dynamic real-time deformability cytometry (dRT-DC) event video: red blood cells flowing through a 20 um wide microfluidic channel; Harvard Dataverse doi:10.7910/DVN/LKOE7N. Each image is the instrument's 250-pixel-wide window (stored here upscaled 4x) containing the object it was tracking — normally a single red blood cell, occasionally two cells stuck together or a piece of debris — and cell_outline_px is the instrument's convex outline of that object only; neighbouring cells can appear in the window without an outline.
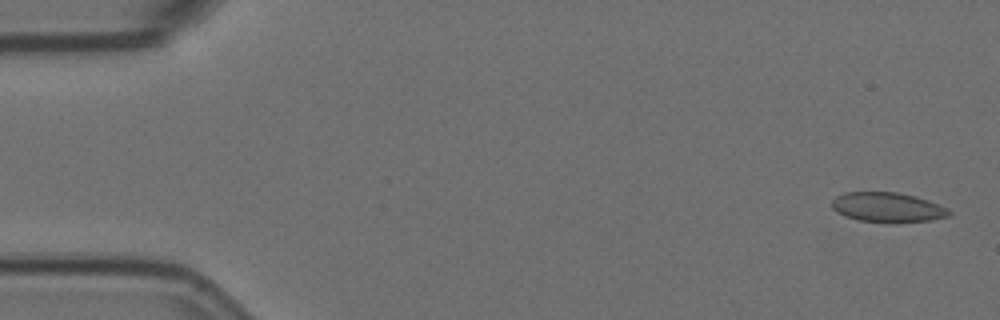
{"species": "Egyptian fruit bat (a non-hibernating species)", "species_latin": "Rousettus aegyptiacus", "temperature_condition": "room temperature", "stored_images_in_passage": 11, "camera_frame_rate_fps": 3000, "um_per_image_px": 0.085, "animal": {"sex": "female"}, "frame": {"image": 1, "passage_image": 2, "time_ms": 0.333, "image_size_px": [1000, 320], "cell_outline_px": [[952, 212], [948, 216], [932, 220], [896, 224], [860, 220], [844, 216], [836, 212], [832, 208], [832, 200], [836, 196], [844, 192], [896, 192], [916, 196], [948, 208]], "centroid_in_image_um": [75.44, 17.64], "position_along_channel_um": 9.6, "area_um2": 20.63}}